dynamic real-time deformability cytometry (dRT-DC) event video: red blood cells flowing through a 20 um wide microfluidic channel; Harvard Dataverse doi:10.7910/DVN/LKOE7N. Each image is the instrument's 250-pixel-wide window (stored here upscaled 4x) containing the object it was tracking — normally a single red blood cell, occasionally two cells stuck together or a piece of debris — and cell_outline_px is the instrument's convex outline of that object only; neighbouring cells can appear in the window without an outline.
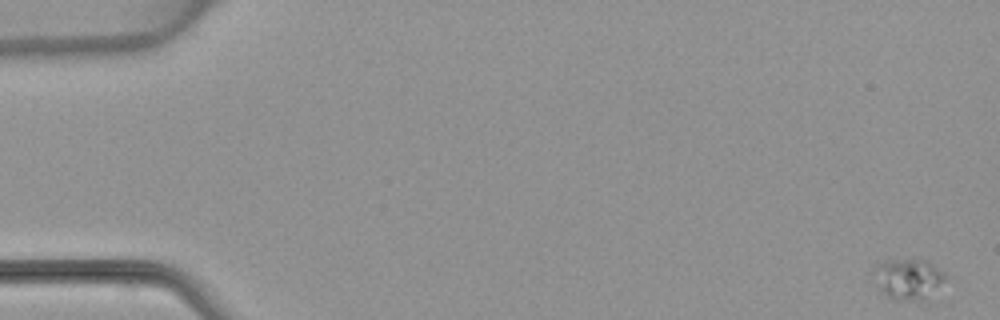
{"species": "common noctule bat (a hibernating species)", "species_latin": "Nyctalus noctula", "temperature_condition": "warm", "stored_images_in_passage": 6, "camera_frame_rate_fps": 3000, "um_per_image_px": 0.085, "animal": {"sex": "female", "body_mass_g": 22.7, "forearm_length_mm": 54.2}, "frame": {"image": 1, "passage_image": 1, "time_ms": 0.0, "image_size_px": [1000, 320], "cell_outline_px": [[948, 276], [944, 280], [920, 300], [892, 300], [880, 292], [876, 272], [876, 264], [888, 260], [924, 260], [948, 272]], "centroid_in_image_um": [77.21, 23.7], "position_along_channel_um": 7.8, "area_um2": 16.36}}
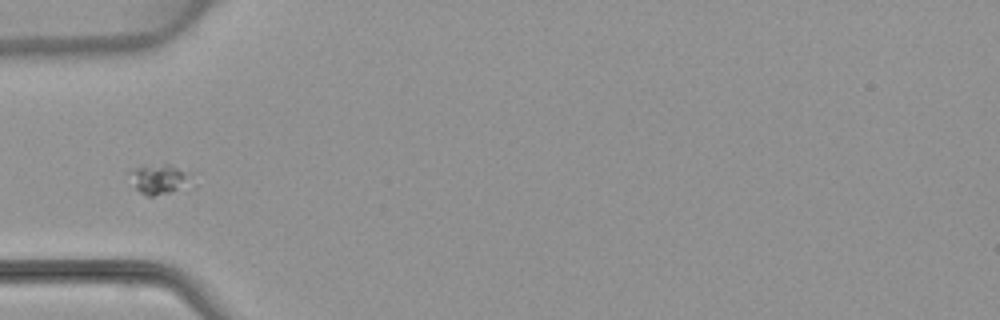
{"frame": {"image": 2, "passage_image": 5, "time_ms": 5.333, "image_size_px": [1000, 320], "cell_outline_px": [[196, 184], [192, 188], [152, 196], [148, 196], [140, 192], [136, 188], [124, 172], [132, 168], [164, 164], [168, 164], [196, 172]], "centroid_in_image_um": [13.71, 15.22], "position_along_channel_um": 71.3, "area_um2": 11.91}}
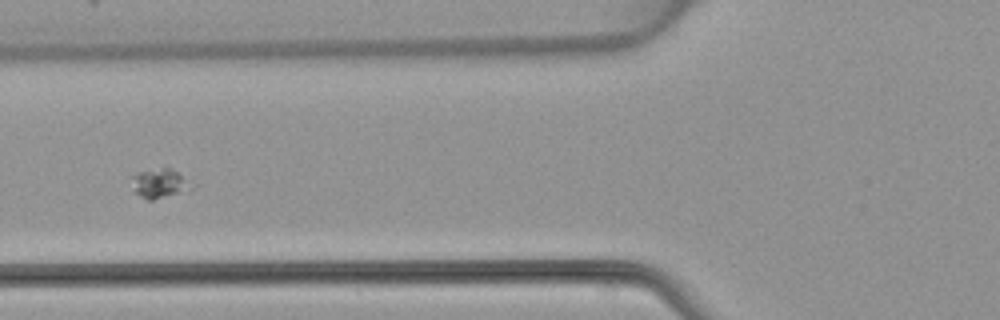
{"frame": {"image": 3, "passage_image": 6, "time_ms": 6.333, "image_size_px": [1000, 320], "cell_outline_px": [[200, 184], [188, 192], [152, 200], [148, 200], [140, 196], [136, 192], [132, 176], [136, 172], [164, 164], [180, 172]], "centroid_in_image_um": [13.75, 15.53], "position_along_channel_um": 112.0, "area_um2": 11.27}}